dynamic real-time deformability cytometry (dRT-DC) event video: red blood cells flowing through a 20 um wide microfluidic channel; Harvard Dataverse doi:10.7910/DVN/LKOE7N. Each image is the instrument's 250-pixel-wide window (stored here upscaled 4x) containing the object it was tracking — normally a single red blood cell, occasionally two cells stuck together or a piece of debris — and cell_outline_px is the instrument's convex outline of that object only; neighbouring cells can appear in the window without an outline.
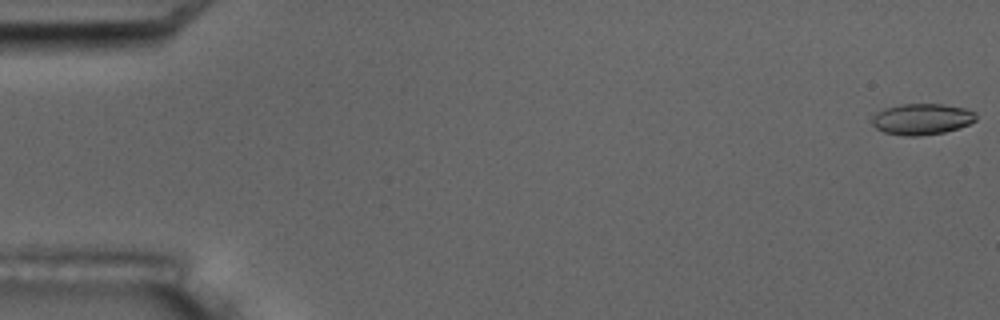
{"species": "common noctule bat (a hibernating species)", "species_latin": "Nyctalus noctula", "temperature_condition": "room temperature", "stored_images_in_passage": 8, "camera_frame_rate_fps": 3000, "um_per_image_px": 0.085, "animal": {"sex": "male", "body_mass_g": 17.5, "forearm_length_mm": 52.3}, "frame": {"image": 1, "passage_image": 1, "time_ms": 0.0, "image_size_px": [1000, 320], "cell_outline_px": [[976, 120], [960, 128], [944, 132], [920, 136], [904, 136], [884, 132], [876, 128], [872, 124], [872, 116], [876, 112], [884, 108], [900, 104], [940, 104], [964, 108], [976, 112]], "centroid_in_image_um": [78.34, 10.13], "position_along_channel_um": 6.7, "area_um2": 18.96}}